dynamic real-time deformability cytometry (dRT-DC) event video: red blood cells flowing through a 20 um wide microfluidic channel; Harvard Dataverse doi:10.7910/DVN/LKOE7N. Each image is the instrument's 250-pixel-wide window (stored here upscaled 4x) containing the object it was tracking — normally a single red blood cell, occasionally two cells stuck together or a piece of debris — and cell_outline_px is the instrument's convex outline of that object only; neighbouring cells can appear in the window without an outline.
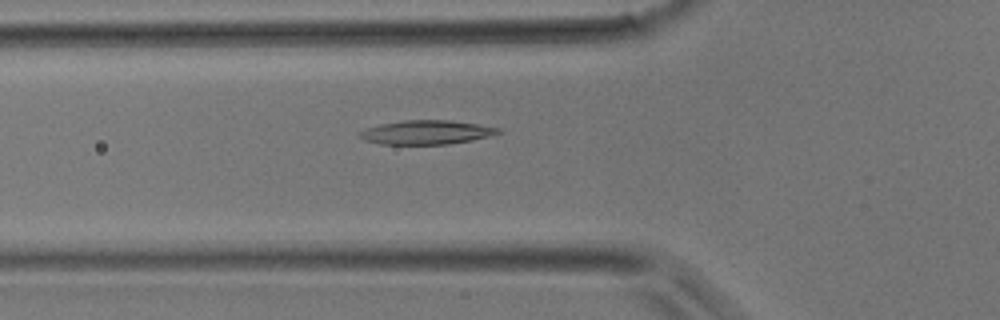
{"species": "common noctule bat (a hibernating species)", "species_latin": "Nyctalus noctula", "temperature_condition": "room temperature", "stored_images_in_passage": 40, "camera_frame_rate_fps": 3000, "um_per_image_px": 0.085, "animal": {"sex": "male", "body_mass_g": 17.9}, "frame": {"image": 1, "passage_image": 14, "time_ms": 4.333, "image_size_px": [1000, 320], "cell_outline_px": [[504, 132], [472, 140], [448, 144], [380, 144], [364, 140], [360, 136], [360, 132], [368, 128], [380, 124], [404, 120], [448, 120], [476, 124], [500, 128]], "centroid_in_image_um": [36.27, 11.25], "position_along_channel_um": 89.5, "area_um2": 19.19}}
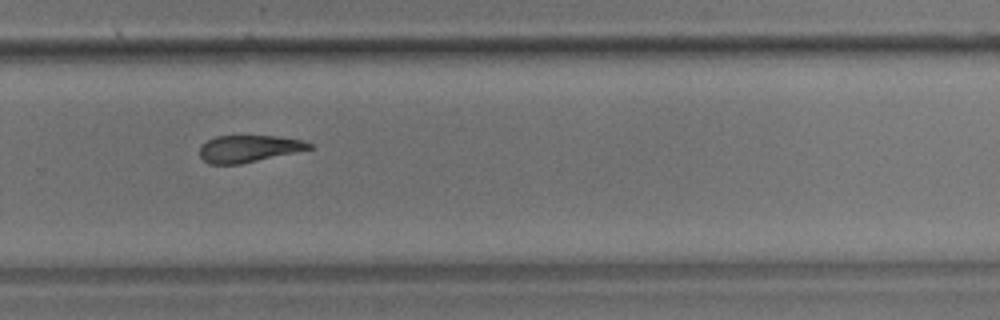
{"frame": {"image": 2, "passage_image": 27, "time_ms": 8.667, "image_size_px": [1000, 320], "cell_outline_px": [[312, 148], [240, 164], [208, 164], [200, 156], [200, 144], [216, 136], [276, 136], [300, 140], [312, 144]], "centroid_in_image_um": [21.08, 12.63], "position_along_channel_um": 308.7, "area_um2": 16.94}}
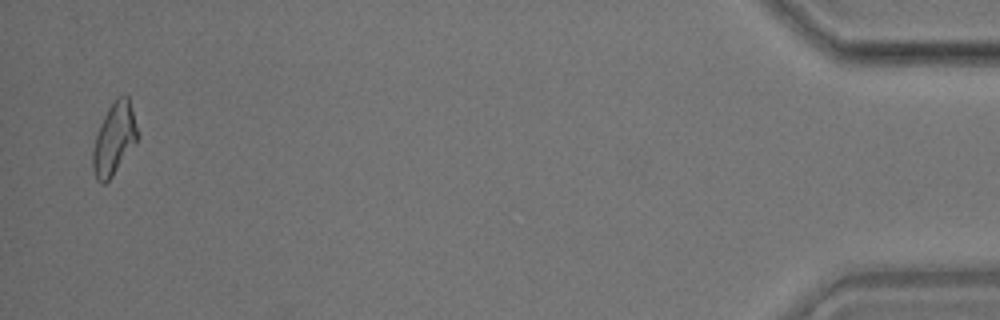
{"frame": {"image": 3, "passage_image": 39, "time_ms": 12.667, "image_size_px": [1000, 320], "cell_outline_px": [[136, 140], [112, 176], [104, 184], [100, 184], [96, 180], [92, 168], [92, 152], [96, 136], [100, 124], [108, 108], [116, 96], [124, 92], [128, 96], [136, 128]], "centroid_in_image_um": [9.65, 11.79], "position_along_channel_um": 425.6, "area_um2": 18.26}}